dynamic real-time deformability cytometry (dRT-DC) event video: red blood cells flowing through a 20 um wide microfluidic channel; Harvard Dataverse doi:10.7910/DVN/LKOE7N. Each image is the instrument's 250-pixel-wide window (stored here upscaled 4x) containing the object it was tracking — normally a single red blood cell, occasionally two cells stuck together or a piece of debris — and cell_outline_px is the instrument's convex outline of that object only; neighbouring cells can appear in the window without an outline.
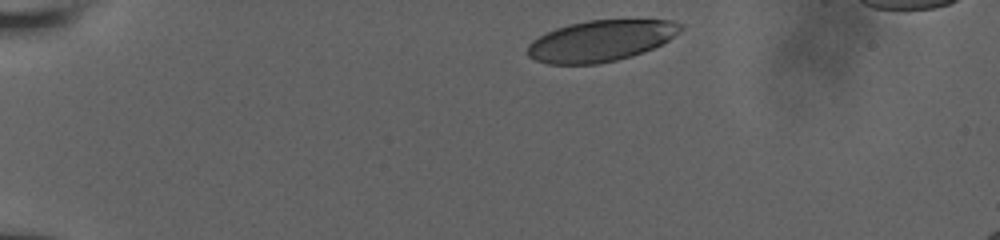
{"species": "human", "species_latin": "Homo sapiens", "temperature_condition": "room temperature", "stored_images_in_passage": 9, "camera_frame_rate_fps": 3000, "um_per_image_px": 0.085, "donor": {"sex": "male"}, "frame": {"image": 1, "passage_image": 1, "time_ms": 0.0, "image_size_px": [1000, 240], "cell_outline_px": [[684, 28], [680, 32], [668, 40], [652, 48], [632, 56], [600, 64], [548, 64], [536, 60], [528, 56], [528, 44], [532, 40], [556, 28], [568, 24], [588, 20], [672, 20], [684, 24]], "centroid_in_image_um": [51.08, 3.47], "position_along_channel_um": 33.9, "area_um2": 36.65}}
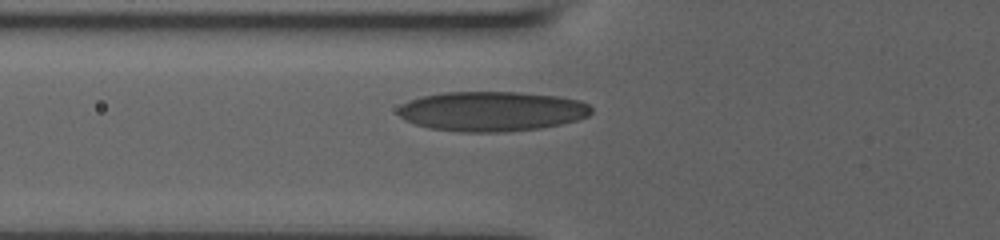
{"frame": {"image": 2, "passage_image": 6, "time_ms": 3.333, "image_size_px": [1000, 240], "cell_outline_px": [[592, 112], [588, 116], [576, 120], [560, 124], [540, 128], [508, 132], [460, 132], [428, 128], [404, 120], [396, 112], [396, 108], [412, 100], [424, 96], [444, 92], [520, 92], [556, 96], [580, 100], [588, 104], [592, 108]], "centroid_in_image_um": [41.81, 9.47], "position_along_channel_um": 84.0, "area_um2": 44.91}}
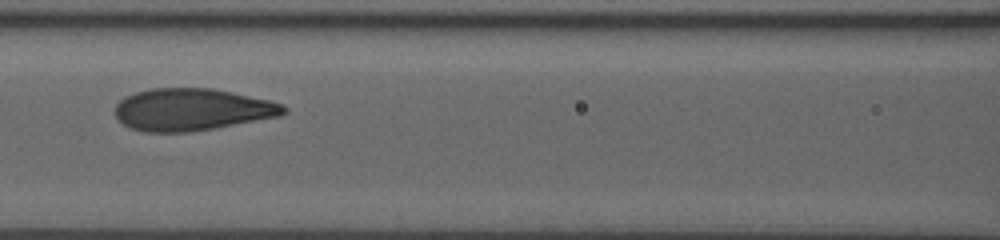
{"frame": {"image": 3, "passage_image": 8, "time_ms": 5.0, "image_size_px": [1000, 240], "cell_outline_px": [[288, 112], [280, 116], [212, 128], [188, 132], [144, 132], [132, 128], [124, 124], [116, 116], [116, 104], [124, 96], [136, 92], [152, 88], [212, 88], [268, 100], [284, 104], [288, 108]], "centroid_in_image_um": [16.32, 9.3], "position_along_channel_um": 150.3, "area_um2": 41.15}}